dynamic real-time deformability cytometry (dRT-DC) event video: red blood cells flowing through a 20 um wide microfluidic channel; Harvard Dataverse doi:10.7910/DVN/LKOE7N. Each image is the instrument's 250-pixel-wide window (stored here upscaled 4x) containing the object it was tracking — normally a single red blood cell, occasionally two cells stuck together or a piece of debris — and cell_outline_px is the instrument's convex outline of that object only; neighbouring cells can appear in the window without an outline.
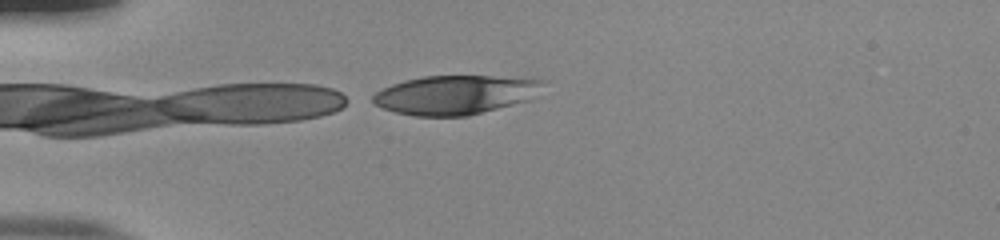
{"species": "human", "species_latin": "Homo sapiens", "temperature_condition": "room temperature", "stored_images_in_passage": 14, "camera_frame_rate_fps": 3000, "um_per_image_px": 0.085, "donor": {"sex": "male"}, "frame": {"image": 1, "passage_image": 14, "time_ms": 4.333, "image_size_px": [1000, 240], "cell_outline_px": [[548, 80], [532, 100], [468, 116], [416, 116], [396, 112], [384, 108], [376, 104], [372, 100], [372, 96], [376, 92], [392, 84], [404, 80], [424, 76], [492, 76]], "centroid_in_image_um": [38.76, 8.06], "position_along_channel_um": 46.2, "area_um2": 38.84}}